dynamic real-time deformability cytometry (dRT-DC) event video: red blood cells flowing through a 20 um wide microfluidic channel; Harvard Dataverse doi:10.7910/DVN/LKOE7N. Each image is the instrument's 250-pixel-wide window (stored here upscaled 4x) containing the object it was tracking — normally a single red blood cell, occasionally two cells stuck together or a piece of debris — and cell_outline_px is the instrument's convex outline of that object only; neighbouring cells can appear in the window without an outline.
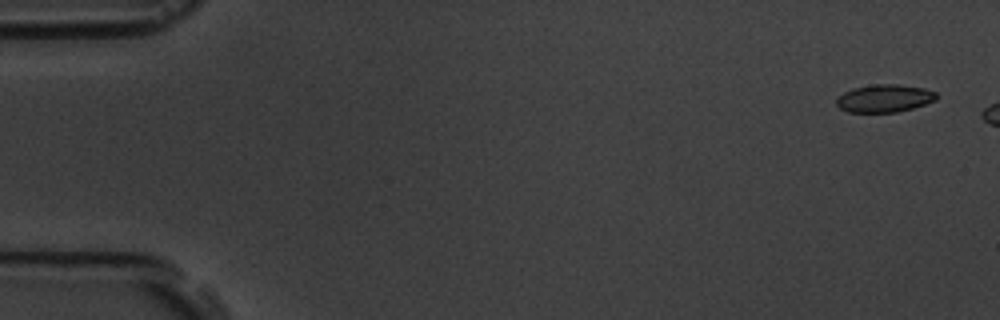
{"species": "common noctule bat (a hibernating species)", "species_latin": "Nyctalus noctula", "temperature_condition": "room temperature", "stored_images_in_passage": 3, "camera_frame_rate_fps": 3000, "um_per_image_px": 0.085, "animal": {"sex": "male", "body_mass_g": 19.5, "forearm_length_mm": 54.6}, "frame": {"image": 1, "passage_image": 1, "time_ms": 0.0, "image_size_px": [1000, 320], "cell_outline_px": [[936, 100], [912, 108], [896, 112], [848, 112], [840, 108], [836, 104], [836, 96], [852, 88], [872, 84], [896, 84], [924, 88], [936, 92]], "centroid_in_image_um": [75.13, 8.35], "position_along_channel_um": 9.9, "area_um2": 16.18}}